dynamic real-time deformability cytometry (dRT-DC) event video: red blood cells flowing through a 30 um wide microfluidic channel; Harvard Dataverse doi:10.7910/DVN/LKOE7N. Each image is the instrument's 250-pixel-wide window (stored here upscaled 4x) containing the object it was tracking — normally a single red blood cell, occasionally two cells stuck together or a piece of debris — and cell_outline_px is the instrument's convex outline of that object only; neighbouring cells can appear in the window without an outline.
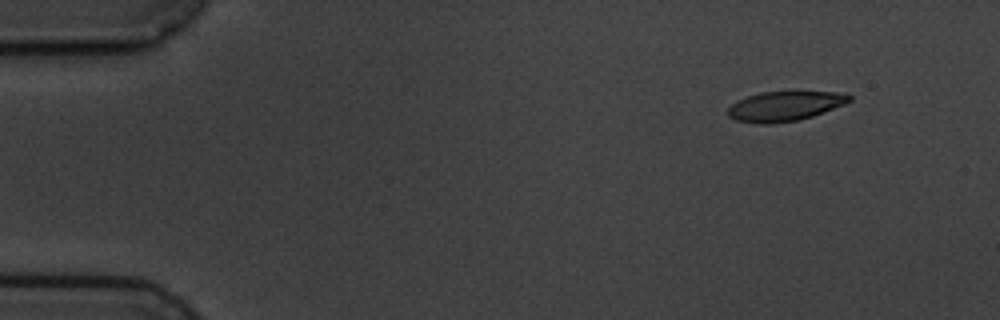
{"species": "common noctule bat (a hibernating species)", "species_latin": "Nyctalus noctula", "temperature_condition": "cold", "stored_images_in_passage": 4, "camera_frame_rate_fps": 3000, "um_per_image_px": 0.085, "animal": {"sex": "male", "body_mass_g": 19.5, "forearm_length_mm": 54.6}, "frame": {"image": 1, "passage_image": 1, "time_ms": 0.0, "image_size_px": [1000, 320], "cell_outline_px": [[852, 100], [844, 104], [812, 116], [796, 120], [768, 124], [756, 124], [736, 120], [728, 116], [728, 108], [736, 100], [760, 92], [792, 88], [796, 88], [848, 92], [852, 96]], "centroid_in_image_um": [66.78, 8.94], "position_along_channel_um": 18.2, "area_um2": 22.31}}
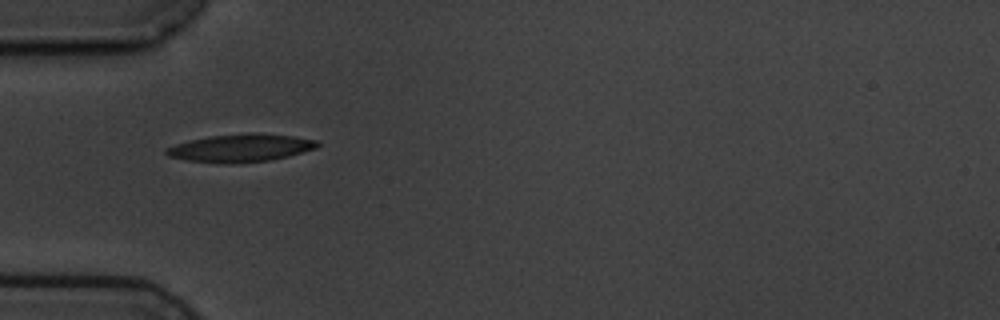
{"frame": {"image": 2, "passage_image": 4, "time_ms": 4.0, "image_size_px": [1000, 320], "cell_outline_px": [[320, 144], [316, 148], [288, 156], [268, 160], [228, 164], [188, 160], [168, 156], [164, 152], [164, 148], [188, 140], [212, 136], [248, 132], [252, 132], [292, 136], [316, 140]], "centroid_in_image_um": [20.43, 12.57], "position_along_channel_um": 64.6, "area_um2": 24.39}}